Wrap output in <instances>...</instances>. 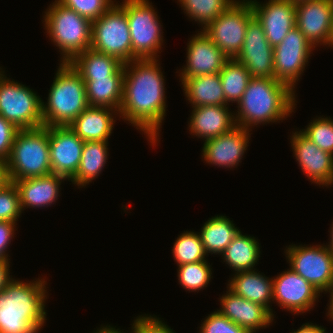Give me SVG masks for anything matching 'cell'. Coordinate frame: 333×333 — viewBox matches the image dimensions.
Wrapping results in <instances>:
<instances>
[{"label": "cell", "mask_w": 333, "mask_h": 333, "mask_svg": "<svg viewBox=\"0 0 333 333\" xmlns=\"http://www.w3.org/2000/svg\"><path fill=\"white\" fill-rule=\"evenodd\" d=\"M158 59H136L124 64L123 99L119 118L143 131L155 145L166 116L164 76Z\"/></svg>", "instance_id": "obj_1"}, {"label": "cell", "mask_w": 333, "mask_h": 333, "mask_svg": "<svg viewBox=\"0 0 333 333\" xmlns=\"http://www.w3.org/2000/svg\"><path fill=\"white\" fill-rule=\"evenodd\" d=\"M44 278L12 279L0 292V333H38L46 322ZM46 289V290H45Z\"/></svg>", "instance_id": "obj_2"}, {"label": "cell", "mask_w": 333, "mask_h": 333, "mask_svg": "<svg viewBox=\"0 0 333 333\" xmlns=\"http://www.w3.org/2000/svg\"><path fill=\"white\" fill-rule=\"evenodd\" d=\"M295 91L275 78H251L234 114L236 126L280 122L296 108Z\"/></svg>", "instance_id": "obj_3"}, {"label": "cell", "mask_w": 333, "mask_h": 333, "mask_svg": "<svg viewBox=\"0 0 333 333\" xmlns=\"http://www.w3.org/2000/svg\"><path fill=\"white\" fill-rule=\"evenodd\" d=\"M47 105L42 102L43 126H70L89 106L85 82L69 63L59 64Z\"/></svg>", "instance_id": "obj_4"}, {"label": "cell", "mask_w": 333, "mask_h": 333, "mask_svg": "<svg viewBox=\"0 0 333 333\" xmlns=\"http://www.w3.org/2000/svg\"><path fill=\"white\" fill-rule=\"evenodd\" d=\"M6 164L9 181L51 174L48 127L19 129Z\"/></svg>", "instance_id": "obj_5"}, {"label": "cell", "mask_w": 333, "mask_h": 333, "mask_svg": "<svg viewBox=\"0 0 333 333\" xmlns=\"http://www.w3.org/2000/svg\"><path fill=\"white\" fill-rule=\"evenodd\" d=\"M45 14L44 27L49 38L61 51V63H69L75 56L90 48L91 21L57 0L49 6Z\"/></svg>", "instance_id": "obj_6"}, {"label": "cell", "mask_w": 333, "mask_h": 333, "mask_svg": "<svg viewBox=\"0 0 333 333\" xmlns=\"http://www.w3.org/2000/svg\"><path fill=\"white\" fill-rule=\"evenodd\" d=\"M132 44V61L157 59L162 47L163 32L158 15L149 0H123Z\"/></svg>", "instance_id": "obj_7"}, {"label": "cell", "mask_w": 333, "mask_h": 333, "mask_svg": "<svg viewBox=\"0 0 333 333\" xmlns=\"http://www.w3.org/2000/svg\"><path fill=\"white\" fill-rule=\"evenodd\" d=\"M4 73L0 71V115L18 129L43 126V100L28 86L11 81Z\"/></svg>", "instance_id": "obj_8"}, {"label": "cell", "mask_w": 333, "mask_h": 333, "mask_svg": "<svg viewBox=\"0 0 333 333\" xmlns=\"http://www.w3.org/2000/svg\"><path fill=\"white\" fill-rule=\"evenodd\" d=\"M117 3L92 22L90 48L125 64L132 61L131 36L126 11Z\"/></svg>", "instance_id": "obj_9"}, {"label": "cell", "mask_w": 333, "mask_h": 333, "mask_svg": "<svg viewBox=\"0 0 333 333\" xmlns=\"http://www.w3.org/2000/svg\"><path fill=\"white\" fill-rule=\"evenodd\" d=\"M254 16L248 0L237 1L202 31L229 58L240 53L249 20Z\"/></svg>", "instance_id": "obj_10"}, {"label": "cell", "mask_w": 333, "mask_h": 333, "mask_svg": "<svg viewBox=\"0 0 333 333\" xmlns=\"http://www.w3.org/2000/svg\"><path fill=\"white\" fill-rule=\"evenodd\" d=\"M289 245L286 258L290 269L312 284L320 293L333 286V252L325 245Z\"/></svg>", "instance_id": "obj_11"}, {"label": "cell", "mask_w": 333, "mask_h": 333, "mask_svg": "<svg viewBox=\"0 0 333 333\" xmlns=\"http://www.w3.org/2000/svg\"><path fill=\"white\" fill-rule=\"evenodd\" d=\"M315 48L295 26L274 47V78L295 91V83L305 70L311 51Z\"/></svg>", "instance_id": "obj_12"}, {"label": "cell", "mask_w": 333, "mask_h": 333, "mask_svg": "<svg viewBox=\"0 0 333 333\" xmlns=\"http://www.w3.org/2000/svg\"><path fill=\"white\" fill-rule=\"evenodd\" d=\"M235 59L246 67L251 78H274V48L255 16L248 22L242 49Z\"/></svg>", "instance_id": "obj_13"}, {"label": "cell", "mask_w": 333, "mask_h": 333, "mask_svg": "<svg viewBox=\"0 0 333 333\" xmlns=\"http://www.w3.org/2000/svg\"><path fill=\"white\" fill-rule=\"evenodd\" d=\"M48 134L51 171L70 180L78 170L84 141L69 126H49Z\"/></svg>", "instance_id": "obj_14"}, {"label": "cell", "mask_w": 333, "mask_h": 333, "mask_svg": "<svg viewBox=\"0 0 333 333\" xmlns=\"http://www.w3.org/2000/svg\"><path fill=\"white\" fill-rule=\"evenodd\" d=\"M320 292L292 269L273 279V302L293 314L305 313L315 306Z\"/></svg>", "instance_id": "obj_15"}, {"label": "cell", "mask_w": 333, "mask_h": 333, "mask_svg": "<svg viewBox=\"0 0 333 333\" xmlns=\"http://www.w3.org/2000/svg\"><path fill=\"white\" fill-rule=\"evenodd\" d=\"M296 27L316 47L329 45L333 31V0H310L296 4Z\"/></svg>", "instance_id": "obj_16"}, {"label": "cell", "mask_w": 333, "mask_h": 333, "mask_svg": "<svg viewBox=\"0 0 333 333\" xmlns=\"http://www.w3.org/2000/svg\"><path fill=\"white\" fill-rule=\"evenodd\" d=\"M248 1L273 48L296 26V5L290 0H269L265 4L256 0Z\"/></svg>", "instance_id": "obj_17"}, {"label": "cell", "mask_w": 333, "mask_h": 333, "mask_svg": "<svg viewBox=\"0 0 333 333\" xmlns=\"http://www.w3.org/2000/svg\"><path fill=\"white\" fill-rule=\"evenodd\" d=\"M291 146L302 172L317 185L333 184V155L322 151L302 132L291 136Z\"/></svg>", "instance_id": "obj_18"}, {"label": "cell", "mask_w": 333, "mask_h": 333, "mask_svg": "<svg viewBox=\"0 0 333 333\" xmlns=\"http://www.w3.org/2000/svg\"><path fill=\"white\" fill-rule=\"evenodd\" d=\"M229 58L201 30L187 45V61L180 78L219 73Z\"/></svg>", "instance_id": "obj_19"}, {"label": "cell", "mask_w": 333, "mask_h": 333, "mask_svg": "<svg viewBox=\"0 0 333 333\" xmlns=\"http://www.w3.org/2000/svg\"><path fill=\"white\" fill-rule=\"evenodd\" d=\"M249 132V129L236 126L230 132L204 141L202 157L211 165L230 169L237 166L247 150Z\"/></svg>", "instance_id": "obj_20"}, {"label": "cell", "mask_w": 333, "mask_h": 333, "mask_svg": "<svg viewBox=\"0 0 333 333\" xmlns=\"http://www.w3.org/2000/svg\"><path fill=\"white\" fill-rule=\"evenodd\" d=\"M227 290L220 298L221 308L218 311L232 322L249 333H256L273 322L274 316L266 307L233 293L229 288Z\"/></svg>", "instance_id": "obj_21"}, {"label": "cell", "mask_w": 333, "mask_h": 333, "mask_svg": "<svg viewBox=\"0 0 333 333\" xmlns=\"http://www.w3.org/2000/svg\"><path fill=\"white\" fill-rule=\"evenodd\" d=\"M227 105L193 107L189 121L190 133L204 141L230 132L236 127L234 113Z\"/></svg>", "instance_id": "obj_22"}, {"label": "cell", "mask_w": 333, "mask_h": 333, "mask_svg": "<svg viewBox=\"0 0 333 333\" xmlns=\"http://www.w3.org/2000/svg\"><path fill=\"white\" fill-rule=\"evenodd\" d=\"M64 180L67 178L51 173L12 181L19 193L21 210L23 211L26 206L27 208L48 207L56 202L60 185Z\"/></svg>", "instance_id": "obj_23"}, {"label": "cell", "mask_w": 333, "mask_h": 333, "mask_svg": "<svg viewBox=\"0 0 333 333\" xmlns=\"http://www.w3.org/2000/svg\"><path fill=\"white\" fill-rule=\"evenodd\" d=\"M118 113L108 107L88 106L69 127L84 142L108 141L114 128L113 116Z\"/></svg>", "instance_id": "obj_24"}, {"label": "cell", "mask_w": 333, "mask_h": 333, "mask_svg": "<svg viewBox=\"0 0 333 333\" xmlns=\"http://www.w3.org/2000/svg\"><path fill=\"white\" fill-rule=\"evenodd\" d=\"M69 64L83 80L124 76V63L114 56L98 52L92 48L75 56Z\"/></svg>", "instance_id": "obj_25"}, {"label": "cell", "mask_w": 333, "mask_h": 333, "mask_svg": "<svg viewBox=\"0 0 333 333\" xmlns=\"http://www.w3.org/2000/svg\"><path fill=\"white\" fill-rule=\"evenodd\" d=\"M240 271L229 280L227 288L243 298L266 307L274 316L270 302L273 300V279L257 271Z\"/></svg>", "instance_id": "obj_26"}, {"label": "cell", "mask_w": 333, "mask_h": 333, "mask_svg": "<svg viewBox=\"0 0 333 333\" xmlns=\"http://www.w3.org/2000/svg\"><path fill=\"white\" fill-rule=\"evenodd\" d=\"M184 94L193 107L228 105L219 73L180 78Z\"/></svg>", "instance_id": "obj_27"}, {"label": "cell", "mask_w": 333, "mask_h": 333, "mask_svg": "<svg viewBox=\"0 0 333 333\" xmlns=\"http://www.w3.org/2000/svg\"><path fill=\"white\" fill-rule=\"evenodd\" d=\"M89 106L108 107L119 112L123 99V77L83 80Z\"/></svg>", "instance_id": "obj_28"}, {"label": "cell", "mask_w": 333, "mask_h": 333, "mask_svg": "<svg viewBox=\"0 0 333 333\" xmlns=\"http://www.w3.org/2000/svg\"><path fill=\"white\" fill-rule=\"evenodd\" d=\"M108 141H85L76 174L70 179L75 185L86 186L97 178L107 162Z\"/></svg>", "instance_id": "obj_29"}, {"label": "cell", "mask_w": 333, "mask_h": 333, "mask_svg": "<svg viewBox=\"0 0 333 333\" xmlns=\"http://www.w3.org/2000/svg\"><path fill=\"white\" fill-rule=\"evenodd\" d=\"M239 232L240 229L229 218L217 215L204 223L199 235L207 255H221Z\"/></svg>", "instance_id": "obj_30"}, {"label": "cell", "mask_w": 333, "mask_h": 333, "mask_svg": "<svg viewBox=\"0 0 333 333\" xmlns=\"http://www.w3.org/2000/svg\"><path fill=\"white\" fill-rule=\"evenodd\" d=\"M260 246L255 237L241 231L223 251L222 259L235 273L253 270L260 257Z\"/></svg>", "instance_id": "obj_31"}, {"label": "cell", "mask_w": 333, "mask_h": 333, "mask_svg": "<svg viewBox=\"0 0 333 333\" xmlns=\"http://www.w3.org/2000/svg\"><path fill=\"white\" fill-rule=\"evenodd\" d=\"M219 75L226 102L238 103L251 80L246 67L235 58L228 59Z\"/></svg>", "instance_id": "obj_32"}, {"label": "cell", "mask_w": 333, "mask_h": 333, "mask_svg": "<svg viewBox=\"0 0 333 333\" xmlns=\"http://www.w3.org/2000/svg\"><path fill=\"white\" fill-rule=\"evenodd\" d=\"M189 18L199 22L202 30L228 10L235 0H178Z\"/></svg>", "instance_id": "obj_33"}, {"label": "cell", "mask_w": 333, "mask_h": 333, "mask_svg": "<svg viewBox=\"0 0 333 333\" xmlns=\"http://www.w3.org/2000/svg\"><path fill=\"white\" fill-rule=\"evenodd\" d=\"M173 257L178 266L205 260L207 255L199 233L185 231L177 237L173 249Z\"/></svg>", "instance_id": "obj_34"}, {"label": "cell", "mask_w": 333, "mask_h": 333, "mask_svg": "<svg viewBox=\"0 0 333 333\" xmlns=\"http://www.w3.org/2000/svg\"><path fill=\"white\" fill-rule=\"evenodd\" d=\"M207 260L178 266L179 284L188 291H199L209 284L212 268Z\"/></svg>", "instance_id": "obj_35"}, {"label": "cell", "mask_w": 333, "mask_h": 333, "mask_svg": "<svg viewBox=\"0 0 333 333\" xmlns=\"http://www.w3.org/2000/svg\"><path fill=\"white\" fill-rule=\"evenodd\" d=\"M301 132L322 151L333 155V119L323 116L314 119Z\"/></svg>", "instance_id": "obj_36"}, {"label": "cell", "mask_w": 333, "mask_h": 333, "mask_svg": "<svg viewBox=\"0 0 333 333\" xmlns=\"http://www.w3.org/2000/svg\"><path fill=\"white\" fill-rule=\"evenodd\" d=\"M19 193L14 182L0 188V221L16 222L21 215Z\"/></svg>", "instance_id": "obj_37"}, {"label": "cell", "mask_w": 333, "mask_h": 333, "mask_svg": "<svg viewBox=\"0 0 333 333\" xmlns=\"http://www.w3.org/2000/svg\"><path fill=\"white\" fill-rule=\"evenodd\" d=\"M63 6L93 22L101 17L113 4L112 0H57Z\"/></svg>", "instance_id": "obj_38"}, {"label": "cell", "mask_w": 333, "mask_h": 333, "mask_svg": "<svg viewBox=\"0 0 333 333\" xmlns=\"http://www.w3.org/2000/svg\"><path fill=\"white\" fill-rule=\"evenodd\" d=\"M200 333H249L218 310L209 314L201 324Z\"/></svg>", "instance_id": "obj_39"}, {"label": "cell", "mask_w": 333, "mask_h": 333, "mask_svg": "<svg viewBox=\"0 0 333 333\" xmlns=\"http://www.w3.org/2000/svg\"><path fill=\"white\" fill-rule=\"evenodd\" d=\"M133 321L132 330L134 333H175L156 316L141 315Z\"/></svg>", "instance_id": "obj_40"}, {"label": "cell", "mask_w": 333, "mask_h": 333, "mask_svg": "<svg viewBox=\"0 0 333 333\" xmlns=\"http://www.w3.org/2000/svg\"><path fill=\"white\" fill-rule=\"evenodd\" d=\"M19 129L0 115V158L7 160L10 156L15 135Z\"/></svg>", "instance_id": "obj_41"}, {"label": "cell", "mask_w": 333, "mask_h": 333, "mask_svg": "<svg viewBox=\"0 0 333 333\" xmlns=\"http://www.w3.org/2000/svg\"><path fill=\"white\" fill-rule=\"evenodd\" d=\"M17 222L0 221V260L8 259L7 246L11 243Z\"/></svg>", "instance_id": "obj_42"}, {"label": "cell", "mask_w": 333, "mask_h": 333, "mask_svg": "<svg viewBox=\"0 0 333 333\" xmlns=\"http://www.w3.org/2000/svg\"><path fill=\"white\" fill-rule=\"evenodd\" d=\"M9 260H0V292L8 285L13 279L10 278V264Z\"/></svg>", "instance_id": "obj_43"}, {"label": "cell", "mask_w": 333, "mask_h": 333, "mask_svg": "<svg viewBox=\"0 0 333 333\" xmlns=\"http://www.w3.org/2000/svg\"><path fill=\"white\" fill-rule=\"evenodd\" d=\"M323 326L314 325L313 323H305L303 324L297 331L291 333H327L325 332Z\"/></svg>", "instance_id": "obj_44"}, {"label": "cell", "mask_w": 333, "mask_h": 333, "mask_svg": "<svg viewBox=\"0 0 333 333\" xmlns=\"http://www.w3.org/2000/svg\"><path fill=\"white\" fill-rule=\"evenodd\" d=\"M9 182L6 160L0 158V188Z\"/></svg>", "instance_id": "obj_45"}, {"label": "cell", "mask_w": 333, "mask_h": 333, "mask_svg": "<svg viewBox=\"0 0 333 333\" xmlns=\"http://www.w3.org/2000/svg\"><path fill=\"white\" fill-rule=\"evenodd\" d=\"M95 333H125L121 332L119 329H115V327H111L110 325L108 326H101L100 329H97Z\"/></svg>", "instance_id": "obj_46"}, {"label": "cell", "mask_w": 333, "mask_h": 333, "mask_svg": "<svg viewBox=\"0 0 333 333\" xmlns=\"http://www.w3.org/2000/svg\"><path fill=\"white\" fill-rule=\"evenodd\" d=\"M329 292L331 294L330 295L331 297H330V301H329L330 305L327 308L328 309V312H327L328 314L327 315L331 320H333V286L331 287Z\"/></svg>", "instance_id": "obj_47"}, {"label": "cell", "mask_w": 333, "mask_h": 333, "mask_svg": "<svg viewBox=\"0 0 333 333\" xmlns=\"http://www.w3.org/2000/svg\"><path fill=\"white\" fill-rule=\"evenodd\" d=\"M330 237H331V240H330V243L327 245V247L333 252V224H332V227H331V232H330Z\"/></svg>", "instance_id": "obj_48"}, {"label": "cell", "mask_w": 333, "mask_h": 333, "mask_svg": "<svg viewBox=\"0 0 333 333\" xmlns=\"http://www.w3.org/2000/svg\"><path fill=\"white\" fill-rule=\"evenodd\" d=\"M293 4H298V3H301V2H306V1H310V0H290Z\"/></svg>", "instance_id": "obj_49"}, {"label": "cell", "mask_w": 333, "mask_h": 333, "mask_svg": "<svg viewBox=\"0 0 333 333\" xmlns=\"http://www.w3.org/2000/svg\"><path fill=\"white\" fill-rule=\"evenodd\" d=\"M332 45H333V31H332V36H331V39H330L328 47L331 46L333 48Z\"/></svg>", "instance_id": "obj_50"}]
</instances>
